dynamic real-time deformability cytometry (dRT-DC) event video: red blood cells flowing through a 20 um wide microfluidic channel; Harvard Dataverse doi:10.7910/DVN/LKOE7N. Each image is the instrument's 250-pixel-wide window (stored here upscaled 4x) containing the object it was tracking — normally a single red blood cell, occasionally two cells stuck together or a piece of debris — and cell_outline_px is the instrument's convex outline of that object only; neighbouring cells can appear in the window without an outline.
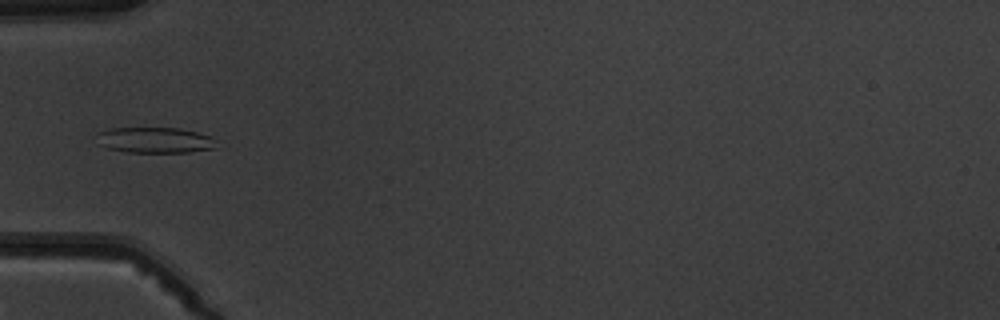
{"species": "common noctule bat (a hibernating species)", "species_latin": "Nyctalus noctula", "temperature_condition": "warm", "stored_images_in_passage": 4, "camera_frame_rate_fps": 3000, "um_per_image_px": 0.085, "animal": {"sex": "male", "body_mass_g": 19.5, "forearm_length_mm": 54.6}, "frame": {"image": 1, "passage_image": 4, "time_ms": 3.333, "image_size_px": [1000, 320], "cell_outline_px": [[216, 148], [188, 152], [128, 152], [108, 148], [100, 144], [96, 132], [112, 128], [180, 128], [196, 132], [208, 136]], "centroid_in_image_um": [13.1, 11.9], "position_along_channel_um": 71.9, "area_um2": 17.57}}